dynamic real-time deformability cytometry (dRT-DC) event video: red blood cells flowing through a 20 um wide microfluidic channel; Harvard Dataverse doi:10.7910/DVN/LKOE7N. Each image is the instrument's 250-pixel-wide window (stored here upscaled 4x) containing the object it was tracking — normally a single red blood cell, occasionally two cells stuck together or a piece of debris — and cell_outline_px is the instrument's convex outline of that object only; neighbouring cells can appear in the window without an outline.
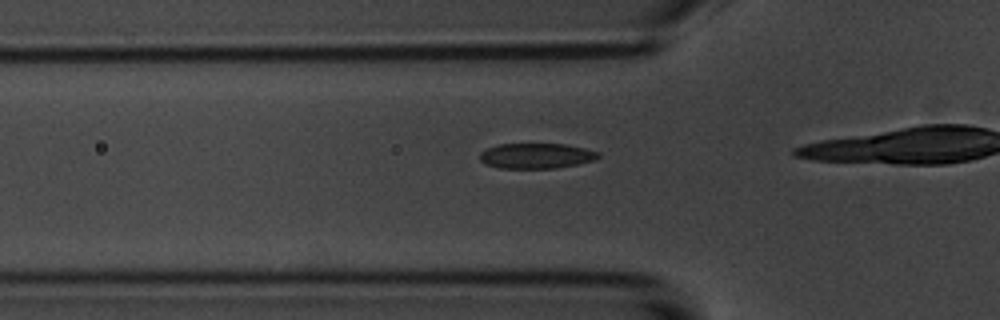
{"species": "common noctule bat (a hibernating species)", "species_latin": "Nyctalus noctula", "temperature_condition": "room temperature", "stored_images_in_passage": 18, "camera_frame_rate_fps": 3000, "um_per_image_px": 0.085, "animal": {"sex": "male", "body_mass_g": 20.1, "forearm_length_mm": 53.5}, "frame": {"image": 1, "passage_image": 14, "time_ms": 4.333, "image_size_px": [1000, 320], "cell_outline_px": [[600, 156], [596, 160], [556, 168], [500, 168], [484, 164], [480, 160], [480, 152], [496, 144], [564, 144], [584, 148], [600, 152]], "centroid_in_image_um": [45.58, 13.24], "position_along_channel_um": 80.2, "area_um2": 17.51}}
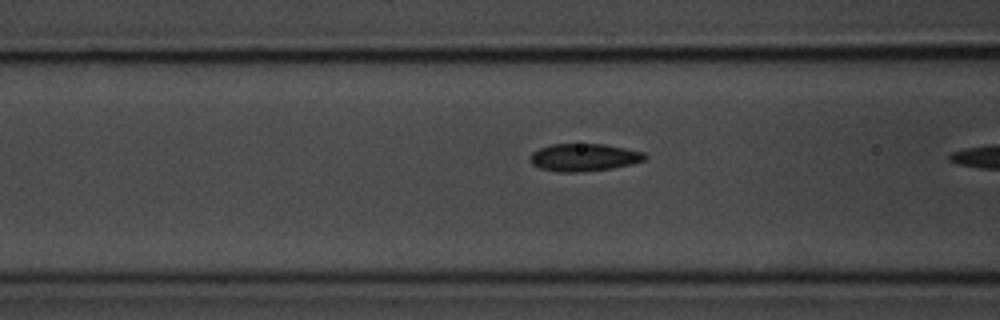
{"frame": {"image": 2, "passage_image": 17, "time_ms": 5.333, "image_size_px": [1000, 320], "cell_outline_px": [[648, 156], [644, 160], [632, 164], [612, 168], [580, 172], [556, 172], [540, 168], [532, 164], [528, 156], [532, 152], [540, 148], [552, 144], [604, 144], [644, 152]], "centroid_in_image_um": [49.62, 13.38], "position_along_channel_um": 117.0, "area_um2": 18.5}}